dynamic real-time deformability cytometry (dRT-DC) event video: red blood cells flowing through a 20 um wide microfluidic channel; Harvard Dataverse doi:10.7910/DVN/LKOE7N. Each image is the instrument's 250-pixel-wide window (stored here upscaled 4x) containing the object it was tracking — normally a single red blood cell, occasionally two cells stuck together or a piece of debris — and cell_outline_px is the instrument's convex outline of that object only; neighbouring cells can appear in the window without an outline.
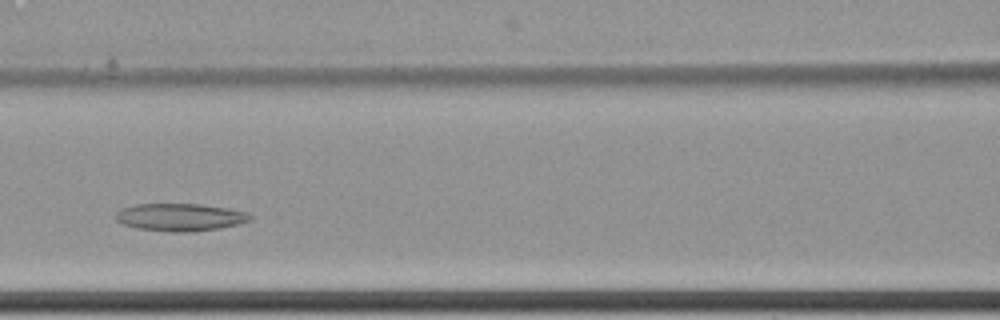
{"species": "common noctule bat (a hibernating species)", "species_latin": "Nyctalus noctula", "temperature_condition": "cold", "stored_images_in_passage": 6, "camera_frame_rate_fps": 3000, "um_per_image_px": 0.085, "animal": {"sex": "female", "body_mass_g": 22.7, "forearm_length_mm": 54.2}, "frame": {"image": 1, "passage_image": 5, "time_ms": 1.333, "image_size_px": [1000, 320], "cell_outline_px": [[252, 220], [240, 224], [220, 228], [188, 232], [168, 232], [136, 228], [124, 224], [116, 220], [116, 212], [120, 208], [136, 204], [200, 204], [228, 208], [244, 212], [252, 216]], "centroid_in_image_um": [15.3, 18.46], "position_along_channel_um": 151.3, "area_um2": 21.68}}
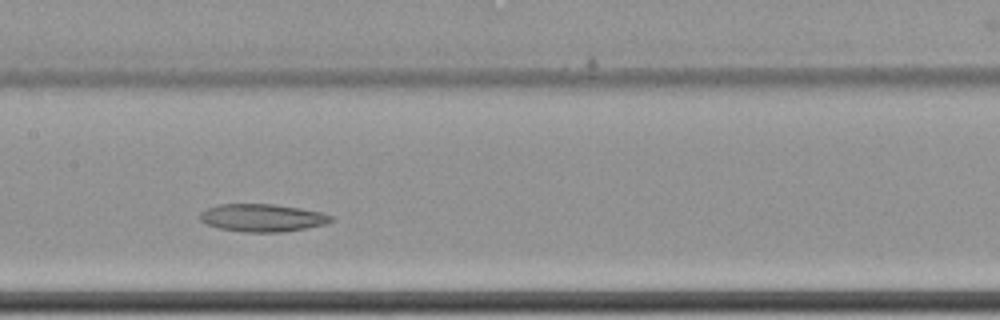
{"frame": {"image": 2, "passage_image": 6, "time_ms": 1.667, "image_size_px": [1000, 320], "cell_outline_px": [[336, 220], [328, 224], [280, 232], [244, 232], [220, 228], [208, 224], [200, 220], [200, 212], [208, 208], [220, 204], [272, 204], [300, 208], [320, 212], [332, 216]], "centroid_in_image_um": [22.33, 18.51], "position_along_channel_um": 185.1, "area_um2": 21.04}}